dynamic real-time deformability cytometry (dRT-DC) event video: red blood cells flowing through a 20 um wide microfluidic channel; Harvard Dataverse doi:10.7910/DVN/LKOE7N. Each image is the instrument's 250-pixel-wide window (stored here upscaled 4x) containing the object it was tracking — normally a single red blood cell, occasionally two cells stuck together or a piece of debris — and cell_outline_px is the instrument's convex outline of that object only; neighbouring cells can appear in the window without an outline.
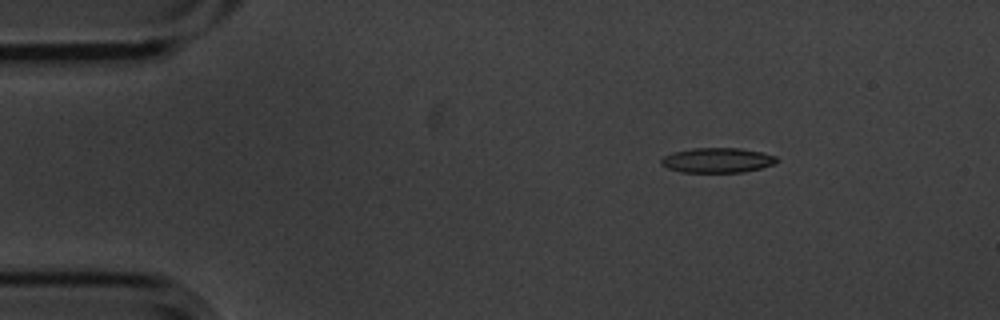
{"species": "common noctule bat (a hibernating species)", "species_latin": "Nyctalus noctula", "temperature_condition": "cold", "stored_images_in_passage": 4, "camera_frame_rate_fps": 3000, "um_per_image_px": 0.085, "animal": {"sex": "male", "body_mass_g": 20.1, "forearm_length_mm": 53.5}, "frame": {"image": 1, "passage_image": 1, "time_ms": 0.0, "image_size_px": [1000, 320], "cell_outline_px": [[780, 160], [772, 164], [760, 168], [744, 172], [680, 172], [668, 168], [660, 164], [660, 160], [664, 156], [672, 152], [692, 148], [740, 148], [760, 152], [776, 156]], "centroid_in_image_um": [60.94, 13.62], "position_along_channel_um": 24.1, "area_um2": 16.76}}
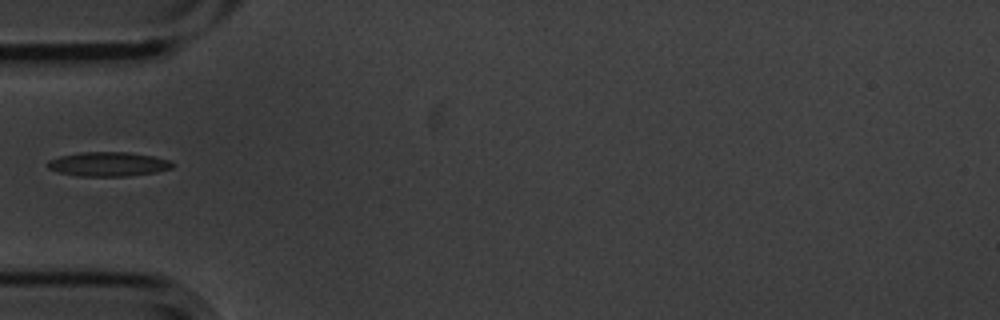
{"frame": {"image": 2, "passage_image": 4, "time_ms": 1.0, "image_size_px": [1000, 320], "cell_outline_px": [[176, 164], [172, 168], [156, 172], [128, 176], [80, 176], [56, 172], [48, 168], [44, 164], [48, 160], [60, 156], [80, 152], [128, 152], [152, 156], [168, 160]], "centroid_in_image_um": [9.16, 13.95], "position_along_channel_um": 75.8, "area_um2": 17.8}}